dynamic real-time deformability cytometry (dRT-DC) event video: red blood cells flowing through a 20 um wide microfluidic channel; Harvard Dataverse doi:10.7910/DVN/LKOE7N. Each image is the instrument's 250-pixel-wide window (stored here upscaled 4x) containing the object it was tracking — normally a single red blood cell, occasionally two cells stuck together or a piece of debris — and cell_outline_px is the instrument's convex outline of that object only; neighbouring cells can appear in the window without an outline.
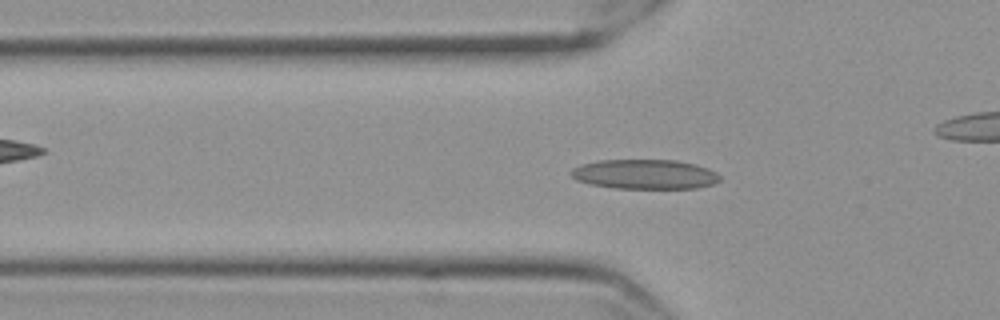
{"species": "Egyptian fruit bat (a non-hibernating species)", "species_latin": "Rousettus aegyptiacus", "temperature_condition": "cold", "stored_images_in_passage": 54, "camera_frame_rate_fps": 3000, "um_per_image_px": 0.085, "frame": {"image": 1, "passage_image": 19, "time_ms": 6.0, "image_size_px": [1000, 320], "cell_outline_px": [[720, 180], [712, 184], [696, 188], [616, 188], [592, 184], [576, 180], [568, 172], [572, 168], [580, 164], [600, 160], [676, 160], [696, 164], [708, 168], [716, 172], [720, 176]], "centroid_in_image_um": [54.8, 14.8], "position_along_channel_um": 71.0, "area_um2": 25.72}}
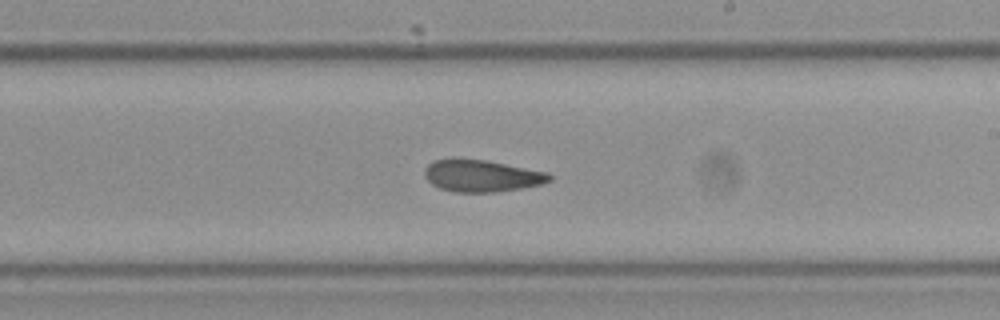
{"frame": {"image": 2, "passage_image": 34, "time_ms": 11.0, "image_size_px": [1000, 320], "cell_outline_px": [[552, 180], [544, 184], [496, 192], [456, 192], [440, 188], [432, 184], [424, 176], [424, 168], [432, 160], [484, 160], [548, 172], [552, 176]], "centroid_in_image_um": [40.97, 14.96], "position_along_channel_um": 248.0, "area_um2": 22.95}}
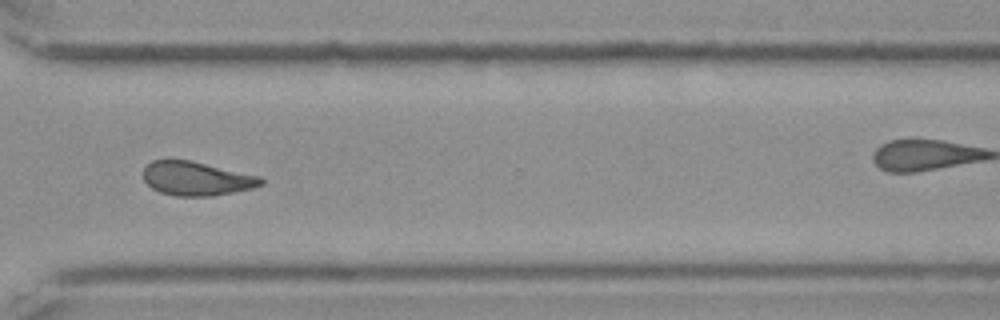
{"frame": {"image": 3, "passage_image": 43, "time_ms": 14.0, "image_size_px": [1000, 320], "cell_outline_px": [[264, 184], [252, 188], [212, 196], [176, 196], [160, 192], [152, 188], [144, 180], [144, 168], [152, 160], [188, 160], [260, 176], [264, 180]], "centroid_in_image_um": [16.7, 15.18], "position_along_channel_um": 353.9, "area_um2": 23.0}}